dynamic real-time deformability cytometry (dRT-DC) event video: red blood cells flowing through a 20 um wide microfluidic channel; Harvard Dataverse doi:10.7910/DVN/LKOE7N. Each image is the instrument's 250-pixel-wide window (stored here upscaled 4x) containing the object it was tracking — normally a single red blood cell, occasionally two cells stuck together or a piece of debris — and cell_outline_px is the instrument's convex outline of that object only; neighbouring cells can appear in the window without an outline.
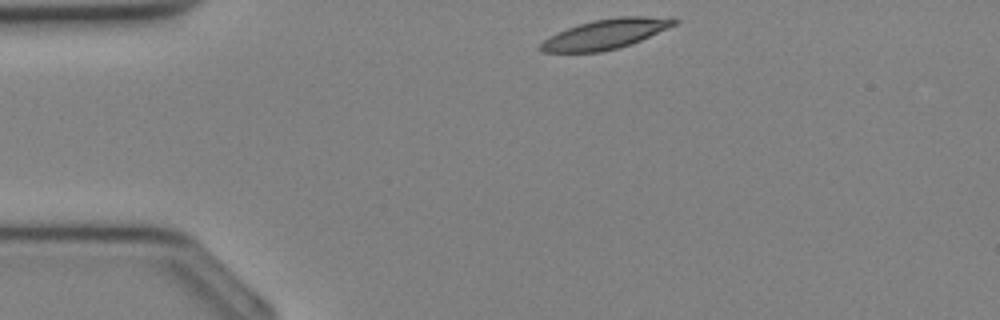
{"species": "Egyptian fruit bat (a non-hibernating species)", "species_latin": "Rousettus aegyptiacus", "temperature_condition": "cold", "stored_images_in_passage": 29, "camera_frame_rate_fps": 3000, "um_per_image_px": 0.085, "animal": {"sex": "female"}, "frame": {"image": 1, "passage_image": 1, "time_ms": 0.0, "image_size_px": [1000, 320], "cell_outline_px": [[680, 20], [676, 24], [632, 44], [600, 52], [540, 52], [536, 48], [544, 40], [568, 28], [592, 20], [620, 16], [672, 16]], "centroid_in_image_um": [51.52, 2.88], "position_along_channel_um": 33.5, "area_um2": 23.24}}
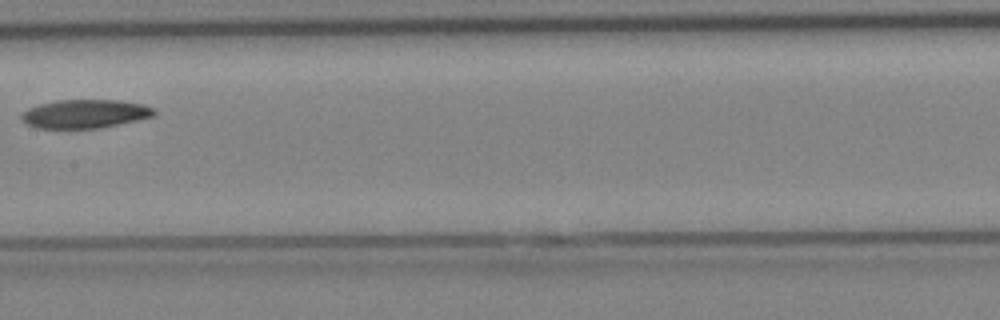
{"frame": {"image": 2, "passage_image": 12, "time_ms": 3.667, "image_size_px": [1000, 320], "cell_outline_px": [[156, 116], [96, 128], [36, 128], [28, 124], [20, 116], [28, 108], [40, 104], [56, 100], [116, 100], [144, 104], [152, 108], [156, 112]], "centroid_in_image_um": [7.23, 9.66], "position_along_channel_um": 200.2, "area_um2": 21.85}}
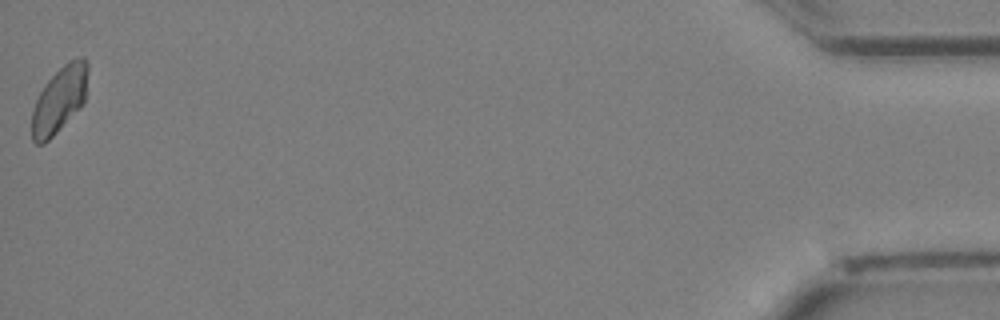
{"frame": {"image": 3, "passage_image": 29, "time_ms": 9.333, "image_size_px": [1000, 320], "cell_outline_px": [[88, 72], [84, 104], [44, 144], [36, 144], [32, 140], [32, 112], [36, 100], [44, 84], [68, 60], [76, 56], [80, 56], [88, 60]], "centroid_in_image_um": [5.07, 8.43], "position_along_channel_um": 430.1, "area_um2": 21.62}}